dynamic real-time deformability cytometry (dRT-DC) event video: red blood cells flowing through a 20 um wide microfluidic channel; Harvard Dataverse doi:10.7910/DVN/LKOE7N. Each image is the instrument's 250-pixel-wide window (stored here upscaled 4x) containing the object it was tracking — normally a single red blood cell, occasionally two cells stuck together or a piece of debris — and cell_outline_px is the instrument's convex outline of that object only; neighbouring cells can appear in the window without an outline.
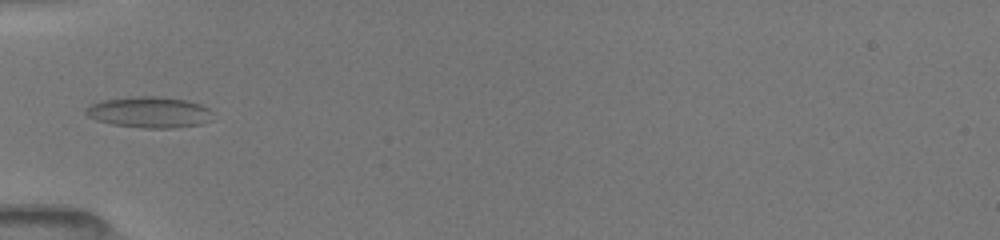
{"species": "common noctule bat (a hibernating species)", "species_latin": "Nyctalus noctula", "temperature_condition": "room temperature", "stored_images_in_passage": 5, "camera_frame_rate_fps": 3000, "um_per_image_px": 0.085, "animal": {"sex": "female", "body_mass_g": 19.5, "forearm_length_mm": 54.1}, "frame": {"image": 1, "passage_image": 1, "time_ms": 0.0, "image_size_px": [1000, 240], "cell_outline_px": [[212, 120], [200, 124], [172, 128], [144, 128], [112, 124], [96, 120], [88, 116], [84, 112], [84, 108], [100, 100], [140, 96], [152, 96], [184, 100], [200, 104], [208, 108], [212, 112]], "centroid_in_image_um": [12.67, 9.54], "position_along_channel_um": 72.3, "area_um2": 22.89}}
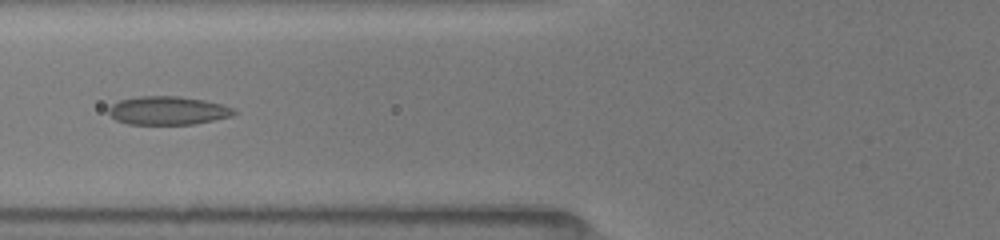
{"frame": {"image": 2, "passage_image": 4, "time_ms": 1.0, "image_size_px": [1000, 240], "cell_outline_px": [[240, 112], [232, 116], [196, 124], [128, 124], [116, 120], [108, 112], [108, 108], [112, 104], [120, 100], [140, 96], [176, 96], [204, 100], [220, 104], [232, 108]], "centroid_in_image_um": [14.28, 9.4], "position_along_channel_um": 111.5, "area_um2": 20.75}}